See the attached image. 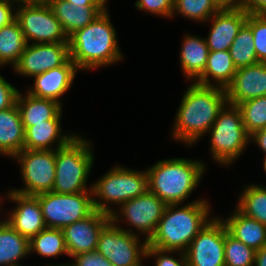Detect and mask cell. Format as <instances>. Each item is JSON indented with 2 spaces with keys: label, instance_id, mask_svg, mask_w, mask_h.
Masks as SVG:
<instances>
[{
  "label": "cell",
  "instance_id": "obj_28",
  "mask_svg": "<svg viewBox=\"0 0 266 266\" xmlns=\"http://www.w3.org/2000/svg\"><path fill=\"white\" fill-rule=\"evenodd\" d=\"M27 42L19 22L15 19L0 29V68L18 63Z\"/></svg>",
  "mask_w": 266,
  "mask_h": 266
},
{
  "label": "cell",
  "instance_id": "obj_11",
  "mask_svg": "<svg viewBox=\"0 0 266 266\" xmlns=\"http://www.w3.org/2000/svg\"><path fill=\"white\" fill-rule=\"evenodd\" d=\"M16 20L27 44L69 41L61 23L46 1L16 6Z\"/></svg>",
  "mask_w": 266,
  "mask_h": 266
},
{
  "label": "cell",
  "instance_id": "obj_13",
  "mask_svg": "<svg viewBox=\"0 0 266 266\" xmlns=\"http://www.w3.org/2000/svg\"><path fill=\"white\" fill-rule=\"evenodd\" d=\"M225 224L216 214L185 251L188 266H225Z\"/></svg>",
  "mask_w": 266,
  "mask_h": 266
},
{
  "label": "cell",
  "instance_id": "obj_22",
  "mask_svg": "<svg viewBox=\"0 0 266 266\" xmlns=\"http://www.w3.org/2000/svg\"><path fill=\"white\" fill-rule=\"evenodd\" d=\"M179 51L180 68L187 82H195L204 72L209 55L205 36L186 33Z\"/></svg>",
  "mask_w": 266,
  "mask_h": 266
},
{
  "label": "cell",
  "instance_id": "obj_30",
  "mask_svg": "<svg viewBox=\"0 0 266 266\" xmlns=\"http://www.w3.org/2000/svg\"><path fill=\"white\" fill-rule=\"evenodd\" d=\"M30 256L37 254L43 258L68 256L62 229L46 227L29 240Z\"/></svg>",
  "mask_w": 266,
  "mask_h": 266
},
{
  "label": "cell",
  "instance_id": "obj_15",
  "mask_svg": "<svg viewBox=\"0 0 266 266\" xmlns=\"http://www.w3.org/2000/svg\"><path fill=\"white\" fill-rule=\"evenodd\" d=\"M3 197L15 207L2 218L22 236L30 240L46 228L37 196L20 194L9 188Z\"/></svg>",
  "mask_w": 266,
  "mask_h": 266
},
{
  "label": "cell",
  "instance_id": "obj_9",
  "mask_svg": "<svg viewBox=\"0 0 266 266\" xmlns=\"http://www.w3.org/2000/svg\"><path fill=\"white\" fill-rule=\"evenodd\" d=\"M12 160L19 166L21 188L12 191L25 195H38L53 191L56 175V150H27L17 153Z\"/></svg>",
  "mask_w": 266,
  "mask_h": 266
},
{
  "label": "cell",
  "instance_id": "obj_12",
  "mask_svg": "<svg viewBox=\"0 0 266 266\" xmlns=\"http://www.w3.org/2000/svg\"><path fill=\"white\" fill-rule=\"evenodd\" d=\"M38 197L46 227L59 228L82 220L95 209L93 193L58 194L45 192Z\"/></svg>",
  "mask_w": 266,
  "mask_h": 266
},
{
  "label": "cell",
  "instance_id": "obj_1",
  "mask_svg": "<svg viewBox=\"0 0 266 266\" xmlns=\"http://www.w3.org/2000/svg\"><path fill=\"white\" fill-rule=\"evenodd\" d=\"M183 92L170 137L173 141L192 148L204 138L219 112L228 103L226 90L190 82Z\"/></svg>",
  "mask_w": 266,
  "mask_h": 266
},
{
  "label": "cell",
  "instance_id": "obj_27",
  "mask_svg": "<svg viewBox=\"0 0 266 266\" xmlns=\"http://www.w3.org/2000/svg\"><path fill=\"white\" fill-rule=\"evenodd\" d=\"M30 256L29 239L14 230L9 223L0 220V266H19Z\"/></svg>",
  "mask_w": 266,
  "mask_h": 266
},
{
  "label": "cell",
  "instance_id": "obj_5",
  "mask_svg": "<svg viewBox=\"0 0 266 266\" xmlns=\"http://www.w3.org/2000/svg\"><path fill=\"white\" fill-rule=\"evenodd\" d=\"M93 143L84 134H78L67 145L56 149V175L52 192H92L93 182L90 184L88 181L95 162Z\"/></svg>",
  "mask_w": 266,
  "mask_h": 266
},
{
  "label": "cell",
  "instance_id": "obj_3",
  "mask_svg": "<svg viewBox=\"0 0 266 266\" xmlns=\"http://www.w3.org/2000/svg\"><path fill=\"white\" fill-rule=\"evenodd\" d=\"M207 198L167 205L147 247L185 252L193 238L214 217Z\"/></svg>",
  "mask_w": 266,
  "mask_h": 266
},
{
  "label": "cell",
  "instance_id": "obj_40",
  "mask_svg": "<svg viewBox=\"0 0 266 266\" xmlns=\"http://www.w3.org/2000/svg\"><path fill=\"white\" fill-rule=\"evenodd\" d=\"M16 19V6L0 0V29Z\"/></svg>",
  "mask_w": 266,
  "mask_h": 266
},
{
  "label": "cell",
  "instance_id": "obj_6",
  "mask_svg": "<svg viewBox=\"0 0 266 266\" xmlns=\"http://www.w3.org/2000/svg\"><path fill=\"white\" fill-rule=\"evenodd\" d=\"M149 190L146 169H131L115 164L93 182V206L99 212L111 215L115 208Z\"/></svg>",
  "mask_w": 266,
  "mask_h": 266
},
{
  "label": "cell",
  "instance_id": "obj_34",
  "mask_svg": "<svg viewBox=\"0 0 266 266\" xmlns=\"http://www.w3.org/2000/svg\"><path fill=\"white\" fill-rule=\"evenodd\" d=\"M256 251L231 236L225 225V266H254Z\"/></svg>",
  "mask_w": 266,
  "mask_h": 266
},
{
  "label": "cell",
  "instance_id": "obj_4",
  "mask_svg": "<svg viewBox=\"0 0 266 266\" xmlns=\"http://www.w3.org/2000/svg\"><path fill=\"white\" fill-rule=\"evenodd\" d=\"M207 164L199 159L172 157L157 160L154 165L146 167L148 187L167 205L183 204L198 189Z\"/></svg>",
  "mask_w": 266,
  "mask_h": 266
},
{
  "label": "cell",
  "instance_id": "obj_32",
  "mask_svg": "<svg viewBox=\"0 0 266 266\" xmlns=\"http://www.w3.org/2000/svg\"><path fill=\"white\" fill-rule=\"evenodd\" d=\"M234 66L238 69L259 63L251 28L245 23L229 49Z\"/></svg>",
  "mask_w": 266,
  "mask_h": 266
},
{
  "label": "cell",
  "instance_id": "obj_31",
  "mask_svg": "<svg viewBox=\"0 0 266 266\" xmlns=\"http://www.w3.org/2000/svg\"><path fill=\"white\" fill-rule=\"evenodd\" d=\"M219 10L214 0H174L172 19L178 15L203 25Z\"/></svg>",
  "mask_w": 266,
  "mask_h": 266
},
{
  "label": "cell",
  "instance_id": "obj_41",
  "mask_svg": "<svg viewBox=\"0 0 266 266\" xmlns=\"http://www.w3.org/2000/svg\"><path fill=\"white\" fill-rule=\"evenodd\" d=\"M243 9L248 14L266 15V0H244Z\"/></svg>",
  "mask_w": 266,
  "mask_h": 266
},
{
  "label": "cell",
  "instance_id": "obj_2",
  "mask_svg": "<svg viewBox=\"0 0 266 266\" xmlns=\"http://www.w3.org/2000/svg\"><path fill=\"white\" fill-rule=\"evenodd\" d=\"M109 12L108 7L94 21L69 36L70 59L82 72L91 73L125 59Z\"/></svg>",
  "mask_w": 266,
  "mask_h": 266
},
{
  "label": "cell",
  "instance_id": "obj_8",
  "mask_svg": "<svg viewBox=\"0 0 266 266\" xmlns=\"http://www.w3.org/2000/svg\"><path fill=\"white\" fill-rule=\"evenodd\" d=\"M166 206L163 200L148 190L144 195L121 204L110 215V220L120 229L148 242L155 233Z\"/></svg>",
  "mask_w": 266,
  "mask_h": 266
},
{
  "label": "cell",
  "instance_id": "obj_19",
  "mask_svg": "<svg viewBox=\"0 0 266 266\" xmlns=\"http://www.w3.org/2000/svg\"><path fill=\"white\" fill-rule=\"evenodd\" d=\"M225 90L228 103L237 106L247 100L266 96V63L238 68Z\"/></svg>",
  "mask_w": 266,
  "mask_h": 266
},
{
  "label": "cell",
  "instance_id": "obj_23",
  "mask_svg": "<svg viewBox=\"0 0 266 266\" xmlns=\"http://www.w3.org/2000/svg\"><path fill=\"white\" fill-rule=\"evenodd\" d=\"M234 209V210H233ZM227 218L218 216L226 225L228 233L246 246L258 251L266 245V225L242 214L235 206Z\"/></svg>",
  "mask_w": 266,
  "mask_h": 266
},
{
  "label": "cell",
  "instance_id": "obj_35",
  "mask_svg": "<svg viewBox=\"0 0 266 266\" xmlns=\"http://www.w3.org/2000/svg\"><path fill=\"white\" fill-rule=\"evenodd\" d=\"M246 24L253 33L258 62L266 63V15L248 14Z\"/></svg>",
  "mask_w": 266,
  "mask_h": 266
},
{
  "label": "cell",
  "instance_id": "obj_42",
  "mask_svg": "<svg viewBox=\"0 0 266 266\" xmlns=\"http://www.w3.org/2000/svg\"><path fill=\"white\" fill-rule=\"evenodd\" d=\"M249 143H255L260 152L266 156V128L259 129L250 134Z\"/></svg>",
  "mask_w": 266,
  "mask_h": 266
},
{
  "label": "cell",
  "instance_id": "obj_38",
  "mask_svg": "<svg viewBox=\"0 0 266 266\" xmlns=\"http://www.w3.org/2000/svg\"><path fill=\"white\" fill-rule=\"evenodd\" d=\"M19 89L8 82L2 74H0V111L13 107L16 104Z\"/></svg>",
  "mask_w": 266,
  "mask_h": 266
},
{
  "label": "cell",
  "instance_id": "obj_36",
  "mask_svg": "<svg viewBox=\"0 0 266 266\" xmlns=\"http://www.w3.org/2000/svg\"><path fill=\"white\" fill-rule=\"evenodd\" d=\"M152 258L154 259V266H188L185 252L181 251L161 250L155 247H147L146 260Z\"/></svg>",
  "mask_w": 266,
  "mask_h": 266
},
{
  "label": "cell",
  "instance_id": "obj_46",
  "mask_svg": "<svg viewBox=\"0 0 266 266\" xmlns=\"http://www.w3.org/2000/svg\"><path fill=\"white\" fill-rule=\"evenodd\" d=\"M6 2L12 3L15 6L31 4L37 2V0H4Z\"/></svg>",
  "mask_w": 266,
  "mask_h": 266
},
{
  "label": "cell",
  "instance_id": "obj_7",
  "mask_svg": "<svg viewBox=\"0 0 266 266\" xmlns=\"http://www.w3.org/2000/svg\"><path fill=\"white\" fill-rule=\"evenodd\" d=\"M206 135L209 138V156L222 168L234 165L250 145L240 108L227 103Z\"/></svg>",
  "mask_w": 266,
  "mask_h": 266
},
{
  "label": "cell",
  "instance_id": "obj_16",
  "mask_svg": "<svg viewBox=\"0 0 266 266\" xmlns=\"http://www.w3.org/2000/svg\"><path fill=\"white\" fill-rule=\"evenodd\" d=\"M110 221V215L94 210L86 218L63 227L69 257L96 250L100 233Z\"/></svg>",
  "mask_w": 266,
  "mask_h": 266
},
{
  "label": "cell",
  "instance_id": "obj_29",
  "mask_svg": "<svg viewBox=\"0 0 266 266\" xmlns=\"http://www.w3.org/2000/svg\"><path fill=\"white\" fill-rule=\"evenodd\" d=\"M235 207L249 218L266 225V186L247 183L237 196Z\"/></svg>",
  "mask_w": 266,
  "mask_h": 266
},
{
  "label": "cell",
  "instance_id": "obj_17",
  "mask_svg": "<svg viewBox=\"0 0 266 266\" xmlns=\"http://www.w3.org/2000/svg\"><path fill=\"white\" fill-rule=\"evenodd\" d=\"M79 72L81 71L69 58L63 65L33 76V83L26 88L27 90L25 89V92L37 98L57 101L64 106L62 97L70 91L76 73Z\"/></svg>",
  "mask_w": 266,
  "mask_h": 266
},
{
  "label": "cell",
  "instance_id": "obj_44",
  "mask_svg": "<svg viewBox=\"0 0 266 266\" xmlns=\"http://www.w3.org/2000/svg\"><path fill=\"white\" fill-rule=\"evenodd\" d=\"M254 266H266V245L256 251Z\"/></svg>",
  "mask_w": 266,
  "mask_h": 266
},
{
  "label": "cell",
  "instance_id": "obj_43",
  "mask_svg": "<svg viewBox=\"0 0 266 266\" xmlns=\"http://www.w3.org/2000/svg\"><path fill=\"white\" fill-rule=\"evenodd\" d=\"M220 9H243L244 0H214Z\"/></svg>",
  "mask_w": 266,
  "mask_h": 266
},
{
  "label": "cell",
  "instance_id": "obj_47",
  "mask_svg": "<svg viewBox=\"0 0 266 266\" xmlns=\"http://www.w3.org/2000/svg\"><path fill=\"white\" fill-rule=\"evenodd\" d=\"M43 266H45V265H43ZM46 266H76V264L73 262V260L71 261L70 260V262L68 263V262H66V263H60V264H52L51 263V265L50 264H48V265H46Z\"/></svg>",
  "mask_w": 266,
  "mask_h": 266
},
{
  "label": "cell",
  "instance_id": "obj_14",
  "mask_svg": "<svg viewBox=\"0 0 266 266\" xmlns=\"http://www.w3.org/2000/svg\"><path fill=\"white\" fill-rule=\"evenodd\" d=\"M69 58V42L27 44L12 71L30 79L63 65Z\"/></svg>",
  "mask_w": 266,
  "mask_h": 266
},
{
  "label": "cell",
  "instance_id": "obj_18",
  "mask_svg": "<svg viewBox=\"0 0 266 266\" xmlns=\"http://www.w3.org/2000/svg\"><path fill=\"white\" fill-rule=\"evenodd\" d=\"M248 13L244 9H220L206 23L209 24L206 44L209 51L229 50L235 37L246 23Z\"/></svg>",
  "mask_w": 266,
  "mask_h": 266
},
{
  "label": "cell",
  "instance_id": "obj_33",
  "mask_svg": "<svg viewBox=\"0 0 266 266\" xmlns=\"http://www.w3.org/2000/svg\"><path fill=\"white\" fill-rule=\"evenodd\" d=\"M243 124L250 135L254 131L266 128V96H260L240 103Z\"/></svg>",
  "mask_w": 266,
  "mask_h": 266
},
{
  "label": "cell",
  "instance_id": "obj_26",
  "mask_svg": "<svg viewBox=\"0 0 266 266\" xmlns=\"http://www.w3.org/2000/svg\"><path fill=\"white\" fill-rule=\"evenodd\" d=\"M237 71L229 50L210 51L203 74L195 81L204 86L226 89Z\"/></svg>",
  "mask_w": 266,
  "mask_h": 266
},
{
  "label": "cell",
  "instance_id": "obj_25",
  "mask_svg": "<svg viewBox=\"0 0 266 266\" xmlns=\"http://www.w3.org/2000/svg\"><path fill=\"white\" fill-rule=\"evenodd\" d=\"M16 105L25 130L35 124L52 120L63 109L57 101L37 98L21 91L17 95Z\"/></svg>",
  "mask_w": 266,
  "mask_h": 266
},
{
  "label": "cell",
  "instance_id": "obj_49",
  "mask_svg": "<svg viewBox=\"0 0 266 266\" xmlns=\"http://www.w3.org/2000/svg\"><path fill=\"white\" fill-rule=\"evenodd\" d=\"M263 163H262V165H263V170H264V172H265V174H266V156H264L263 157V161H262Z\"/></svg>",
  "mask_w": 266,
  "mask_h": 266
},
{
  "label": "cell",
  "instance_id": "obj_45",
  "mask_svg": "<svg viewBox=\"0 0 266 266\" xmlns=\"http://www.w3.org/2000/svg\"><path fill=\"white\" fill-rule=\"evenodd\" d=\"M73 4L83 5H108V0H66Z\"/></svg>",
  "mask_w": 266,
  "mask_h": 266
},
{
  "label": "cell",
  "instance_id": "obj_48",
  "mask_svg": "<svg viewBox=\"0 0 266 266\" xmlns=\"http://www.w3.org/2000/svg\"><path fill=\"white\" fill-rule=\"evenodd\" d=\"M3 200H6V199L2 195H0V215H1V213L3 214V212H5L4 211L5 209H3V207H2L3 206V204H2Z\"/></svg>",
  "mask_w": 266,
  "mask_h": 266
},
{
  "label": "cell",
  "instance_id": "obj_21",
  "mask_svg": "<svg viewBox=\"0 0 266 266\" xmlns=\"http://www.w3.org/2000/svg\"><path fill=\"white\" fill-rule=\"evenodd\" d=\"M46 3L68 37L94 21L108 8V5L73 4L66 0H46Z\"/></svg>",
  "mask_w": 266,
  "mask_h": 266
},
{
  "label": "cell",
  "instance_id": "obj_37",
  "mask_svg": "<svg viewBox=\"0 0 266 266\" xmlns=\"http://www.w3.org/2000/svg\"><path fill=\"white\" fill-rule=\"evenodd\" d=\"M134 7L147 15L172 19L174 0H136Z\"/></svg>",
  "mask_w": 266,
  "mask_h": 266
},
{
  "label": "cell",
  "instance_id": "obj_24",
  "mask_svg": "<svg viewBox=\"0 0 266 266\" xmlns=\"http://www.w3.org/2000/svg\"><path fill=\"white\" fill-rule=\"evenodd\" d=\"M24 141L25 129L17 105L0 111V156L12 159L24 149Z\"/></svg>",
  "mask_w": 266,
  "mask_h": 266
},
{
  "label": "cell",
  "instance_id": "obj_20",
  "mask_svg": "<svg viewBox=\"0 0 266 266\" xmlns=\"http://www.w3.org/2000/svg\"><path fill=\"white\" fill-rule=\"evenodd\" d=\"M63 115L62 109L52 120L28 127L25 130L24 149L56 150L67 145L79 132H63Z\"/></svg>",
  "mask_w": 266,
  "mask_h": 266
},
{
  "label": "cell",
  "instance_id": "obj_10",
  "mask_svg": "<svg viewBox=\"0 0 266 266\" xmlns=\"http://www.w3.org/2000/svg\"><path fill=\"white\" fill-rule=\"evenodd\" d=\"M147 246L145 239L110 221L100 233L96 251L113 266H146L143 260H146Z\"/></svg>",
  "mask_w": 266,
  "mask_h": 266
},
{
  "label": "cell",
  "instance_id": "obj_39",
  "mask_svg": "<svg viewBox=\"0 0 266 266\" xmlns=\"http://www.w3.org/2000/svg\"><path fill=\"white\" fill-rule=\"evenodd\" d=\"M76 266H113L96 250L78 254L72 257Z\"/></svg>",
  "mask_w": 266,
  "mask_h": 266
}]
</instances>
